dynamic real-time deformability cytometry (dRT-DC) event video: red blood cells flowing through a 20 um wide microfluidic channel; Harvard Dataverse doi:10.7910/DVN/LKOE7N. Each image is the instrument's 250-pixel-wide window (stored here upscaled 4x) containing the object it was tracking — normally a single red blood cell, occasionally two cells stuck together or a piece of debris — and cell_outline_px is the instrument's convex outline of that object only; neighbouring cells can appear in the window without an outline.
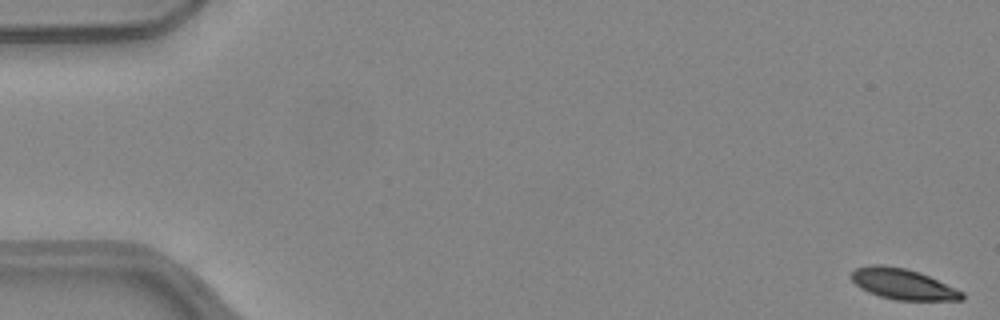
{"species": "common noctule bat (a hibernating species)", "species_latin": "Nyctalus noctula", "temperature_condition": "warm", "stored_images_in_passage": 52, "camera_frame_rate_fps": 3000, "um_per_image_px": 0.085, "animal": {"sex": "female", "body_mass_g": 24.6, "forearm_length_mm": 56.2}, "frame": {"image": 1, "passage_image": 1, "time_ms": 0.0, "image_size_px": [1000, 320], "cell_outline_px": [[964, 300], [896, 300], [880, 296], [868, 292], [860, 288], [852, 280], [852, 272], [856, 268], [872, 264], [880, 264], [904, 268], [920, 272], [964, 292]], "centroid_in_image_um": [76.75, 24.14], "position_along_channel_um": 8.2, "area_um2": 19.71}}
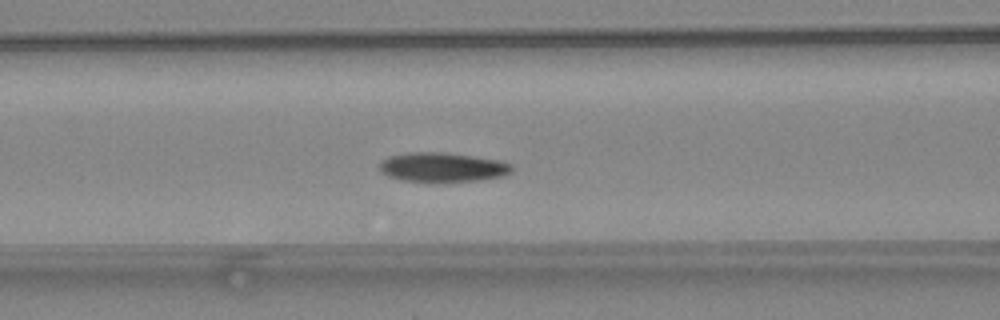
{"frame": {"image": 2, "passage_image": 22, "time_ms": 7.0, "image_size_px": [1000, 320], "cell_outline_px": [[512, 172], [504, 176], [480, 180], [400, 180], [388, 176], [380, 172], [380, 164], [388, 156], [408, 152], [440, 152], [472, 156], [500, 160], [512, 164]], "centroid_in_image_um": [37.63, 14.19], "position_along_channel_um": 129.0, "area_um2": 22.2}}
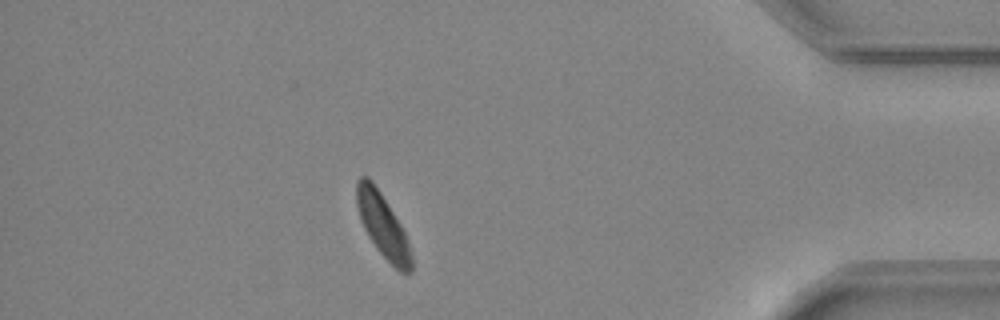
{"frame": {"image": 3, "passage_image": 46, "time_ms": 15.0, "image_size_px": [1000, 320], "cell_outline_px": [[412, 272], [400, 272], [376, 248], [368, 236], [360, 220], [356, 204], [356, 180], [360, 176], [368, 176], [372, 180], [380, 192], [400, 224], [404, 232], [412, 256]], "centroid_in_image_um": [32.5, 19.13], "position_along_channel_um": 402.7, "area_um2": 20.0}, "authors_computed_cell_mechanics": {"area_um2": 21.8773, "velocity_mm_per_s": 3.9597, "shape_relaxation_time_tau1_ms": 3.5058, "shape_relaxation_time_tau2_ms": null, "deformation_change_tau1": 0.1184, "deformation_change_tau2": null}}